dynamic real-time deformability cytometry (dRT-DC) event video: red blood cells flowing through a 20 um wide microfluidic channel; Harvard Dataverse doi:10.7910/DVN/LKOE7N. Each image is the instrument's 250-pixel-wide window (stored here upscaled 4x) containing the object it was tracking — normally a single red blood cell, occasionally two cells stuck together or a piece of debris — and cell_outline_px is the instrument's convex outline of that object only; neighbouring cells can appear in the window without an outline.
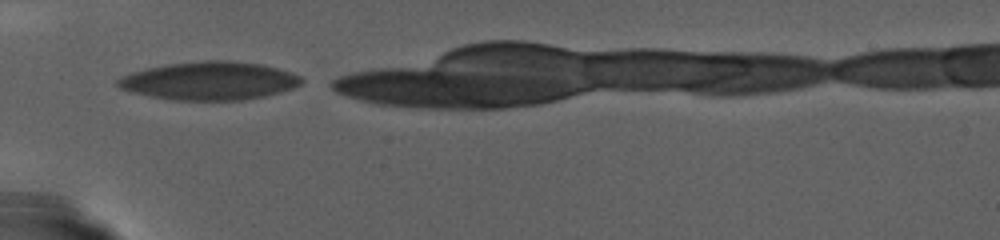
{"species": "human", "species_latin": "Homo sapiens", "temperature_condition": "warm", "stored_images_in_passage": 12, "camera_frame_rate_fps": 3000, "um_per_image_px": 0.085, "donor": {"sex": "female"}, "frame": {"image": 1, "passage_image": 1, "time_ms": 0.0, "image_size_px": [1000, 240], "cell_outline_px": [[304, 80], [300, 84], [292, 88], [280, 92], [264, 96], [240, 100], [172, 100], [132, 92], [120, 88], [116, 84], [116, 80], [120, 76], [132, 72], [148, 68], [168, 64], [204, 60], [228, 60], [260, 64], [292, 72], [300, 76]], "centroid_in_image_um": [17.79, 6.87], "position_along_channel_um": 67.2, "area_um2": 40.75}}
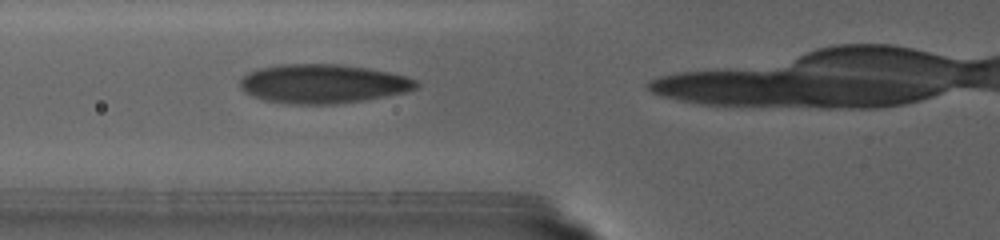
{"frame": {"image": 2, "passage_image": 6, "time_ms": 1.667, "image_size_px": [1000, 240], "cell_outline_px": [[420, 84], [416, 88], [404, 92], [364, 100], [340, 104], [288, 104], [264, 100], [252, 96], [244, 92], [240, 88], [240, 80], [248, 72], [256, 68], [276, 64], [340, 64], [368, 68], [388, 72], [404, 76], [416, 80]], "centroid_in_image_um": [27.39, 7.12], "position_along_channel_um": 98.4, "area_um2": 40.29}}